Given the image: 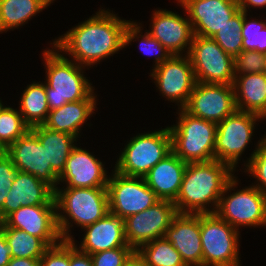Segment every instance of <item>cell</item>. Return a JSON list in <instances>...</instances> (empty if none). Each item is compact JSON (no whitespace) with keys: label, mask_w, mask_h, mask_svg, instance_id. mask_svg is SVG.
Wrapping results in <instances>:
<instances>
[{"label":"cell","mask_w":266,"mask_h":266,"mask_svg":"<svg viewBox=\"0 0 266 266\" xmlns=\"http://www.w3.org/2000/svg\"><path fill=\"white\" fill-rule=\"evenodd\" d=\"M17 171L12 158L5 151H0V211L2 210L8 195V190L13 184Z\"/></svg>","instance_id":"cell-38"},{"label":"cell","mask_w":266,"mask_h":266,"mask_svg":"<svg viewBox=\"0 0 266 266\" xmlns=\"http://www.w3.org/2000/svg\"><path fill=\"white\" fill-rule=\"evenodd\" d=\"M266 68V54L254 50L241 51L234 58L235 75L264 73Z\"/></svg>","instance_id":"cell-36"},{"label":"cell","mask_w":266,"mask_h":266,"mask_svg":"<svg viewBox=\"0 0 266 266\" xmlns=\"http://www.w3.org/2000/svg\"><path fill=\"white\" fill-rule=\"evenodd\" d=\"M197 36L212 37L239 10L238 0H178Z\"/></svg>","instance_id":"cell-18"},{"label":"cell","mask_w":266,"mask_h":266,"mask_svg":"<svg viewBox=\"0 0 266 266\" xmlns=\"http://www.w3.org/2000/svg\"><path fill=\"white\" fill-rule=\"evenodd\" d=\"M54 199L58 229L63 240L73 238L72 228L82 229L100 220L109 212L107 187L57 186L54 190Z\"/></svg>","instance_id":"cell-4"},{"label":"cell","mask_w":266,"mask_h":266,"mask_svg":"<svg viewBox=\"0 0 266 266\" xmlns=\"http://www.w3.org/2000/svg\"><path fill=\"white\" fill-rule=\"evenodd\" d=\"M123 266H149L140 253L135 250L125 261Z\"/></svg>","instance_id":"cell-44"},{"label":"cell","mask_w":266,"mask_h":266,"mask_svg":"<svg viewBox=\"0 0 266 266\" xmlns=\"http://www.w3.org/2000/svg\"><path fill=\"white\" fill-rule=\"evenodd\" d=\"M149 76L160 96L169 103H176L178 109L186 105L197 83L188 55H171L162 64L151 69Z\"/></svg>","instance_id":"cell-12"},{"label":"cell","mask_w":266,"mask_h":266,"mask_svg":"<svg viewBox=\"0 0 266 266\" xmlns=\"http://www.w3.org/2000/svg\"><path fill=\"white\" fill-rule=\"evenodd\" d=\"M6 266H40V259L12 257L10 262Z\"/></svg>","instance_id":"cell-43"},{"label":"cell","mask_w":266,"mask_h":266,"mask_svg":"<svg viewBox=\"0 0 266 266\" xmlns=\"http://www.w3.org/2000/svg\"><path fill=\"white\" fill-rule=\"evenodd\" d=\"M239 180L234 175L227 183L215 213L237 230L242 227L265 228L266 196L252 184L237 189Z\"/></svg>","instance_id":"cell-7"},{"label":"cell","mask_w":266,"mask_h":266,"mask_svg":"<svg viewBox=\"0 0 266 266\" xmlns=\"http://www.w3.org/2000/svg\"><path fill=\"white\" fill-rule=\"evenodd\" d=\"M164 237L180 253L186 266H203L200 214L178 213Z\"/></svg>","instance_id":"cell-20"},{"label":"cell","mask_w":266,"mask_h":266,"mask_svg":"<svg viewBox=\"0 0 266 266\" xmlns=\"http://www.w3.org/2000/svg\"><path fill=\"white\" fill-rule=\"evenodd\" d=\"M265 119L252 112L236 110L223 121L217 123L215 140V159L227 164L235 172L245 149H248L255 135L257 122L262 123Z\"/></svg>","instance_id":"cell-9"},{"label":"cell","mask_w":266,"mask_h":266,"mask_svg":"<svg viewBox=\"0 0 266 266\" xmlns=\"http://www.w3.org/2000/svg\"><path fill=\"white\" fill-rule=\"evenodd\" d=\"M188 56L197 82L234 83V58L228 55L211 37L194 35Z\"/></svg>","instance_id":"cell-10"},{"label":"cell","mask_w":266,"mask_h":266,"mask_svg":"<svg viewBox=\"0 0 266 266\" xmlns=\"http://www.w3.org/2000/svg\"><path fill=\"white\" fill-rule=\"evenodd\" d=\"M105 164L95 155L76 145L66 161L62 174L58 177V186L71 188L107 187L109 176Z\"/></svg>","instance_id":"cell-16"},{"label":"cell","mask_w":266,"mask_h":266,"mask_svg":"<svg viewBox=\"0 0 266 266\" xmlns=\"http://www.w3.org/2000/svg\"><path fill=\"white\" fill-rule=\"evenodd\" d=\"M51 4L50 0H0V34L27 24Z\"/></svg>","instance_id":"cell-27"},{"label":"cell","mask_w":266,"mask_h":266,"mask_svg":"<svg viewBox=\"0 0 266 266\" xmlns=\"http://www.w3.org/2000/svg\"><path fill=\"white\" fill-rule=\"evenodd\" d=\"M250 13L243 11V26L241 36L243 38V51L254 50L266 54V20L252 19ZM249 18V20H248Z\"/></svg>","instance_id":"cell-34"},{"label":"cell","mask_w":266,"mask_h":266,"mask_svg":"<svg viewBox=\"0 0 266 266\" xmlns=\"http://www.w3.org/2000/svg\"><path fill=\"white\" fill-rule=\"evenodd\" d=\"M22 92L18 110L24 122L30 128L43 125L50 111L47 103L46 83L32 81Z\"/></svg>","instance_id":"cell-28"},{"label":"cell","mask_w":266,"mask_h":266,"mask_svg":"<svg viewBox=\"0 0 266 266\" xmlns=\"http://www.w3.org/2000/svg\"><path fill=\"white\" fill-rule=\"evenodd\" d=\"M107 183L109 212L126 219L153 206L160 199L144 177L126 176L112 169Z\"/></svg>","instance_id":"cell-11"},{"label":"cell","mask_w":266,"mask_h":266,"mask_svg":"<svg viewBox=\"0 0 266 266\" xmlns=\"http://www.w3.org/2000/svg\"><path fill=\"white\" fill-rule=\"evenodd\" d=\"M177 111L178 120L175 124L168 125L172 151L186 163L215 160L217 123L192 116L183 108Z\"/></svg>","instance_id":"cell-5"},{"label":"cell","mask_w":266,"mask_h":266,"mask_svg":"<svg viewBox=\"0 0 266 266\" xmlns=\"http://www.w3.org/2000/svg\"><path fill=\"white\" fill-rule=\"evenodd\" d=\"M243 11L239 10L228 23L219 29L211 38L231 57L235 58L241 51L243 38Z\"/></svg>","instance_id":"cell-33"},{"label":"cell","mask_w":266,"mask_h":266,"mask_svg":"<svg viewBox=\"0 0 266 266\" xmlns=\"http://www.w3.org/2000/svg\"><path fill=\"white\" fill-rule=\"evenodd\" d=\"M203 266H241L240 231L216 213H200Z\"/></svg>","instance_id":"cell-8"},{"label":"cell","mask_w":266,"mask_h":266,"mask_svg":"<svg viewBox=\"0 0 266 266\" xmlns=\"http://www.w3.org/2000/svg\"><path fill=\"white\" fill-rule=\"evenodd\" d=\"M187 163L173 151L144 176L149 188L160 200L174 201L182 184Z\"/></svg>","instance_id":"cell-23"},{"label":"cell","mask_w":266,"mask_h":266,"mask_svg":"<svg viewBox=\"0 0 266 266\" xmlns=\"http://www.w3.org/2000/svg\"><path fill=\"white\" fill-rule=\"evenodd\" d=\"M183 109L192 116L219 123L237 110L234 86L197 82Z\"/></svg>","instance_id":"cell-14"},{"label":"cell","mask_w":266,"mask_h":266,"mask_svg":"<svg viewBox=\"0 0 266 266\" xmlns=\"http://www.w3.org/2000/svg\"><path fill=\"white\" fill-rule=\"evenodd\" d=\"M69 266H93L90 254L78 250L70 240Z\"/></svg>","instance_id":"cell-40"},{"label":"cell","mask_w":266,"mask_h":266,"mask_svg":"<svg viewBox=\"0 0 266 266\" xmlns=\"http://www.w3.org/2000/svg\"><path fill=\"white\" fill-rule=\"evenodd\" d=\"M176 1L177 5L181 6L186 13H184L186 17L176 11L154 9L150 19V29L146 31L159 41L171 55H188L194 33L185 8L178 0Z\"/></svg>","instance_id":"cell-15"},{"label":"cell","mask_w":266,"mask_h":266,"mask_svg":"<svg viewBox=\"0 0 266 266\" xmlns=\"http://www.w3.org/2000/svg\"><path fill=\"white\" fill-rule=\"evenodd\" d=\"M28 205H56L54 190L36 176L17 171L0 211L1 221L20 207Z\"/></svg>","instance_id":"cell-22"},{"label":"cell","mask_w":266,"mask_h":266,"mask_svg":"<svg viewBox=\"0 0 266 266\" xmlns=\"http://www.w3.org/2000/svg\"><path fill=\"white\" fill-rule=\"evenodd\" d=\"M4 105V102H2L1 98H0V108Z\"/></svg>","instance_id":"cell-45"},{"label":"cell","mask_w":266,"mask_h":266,"mask_svg":"<svg viewBox=\"0 0 266 266\" xmlns=\"http://www.w3.org/2000/svg\"><path fill=\"white\" fill-rule=\"evenodd\" d=\"M172 152L171 133L166 126L154 131L138 133L120 150L113 167L126 176L144 177L159 161Z\"/></svg>","instance_id":"cell-6"},{"label":"cell","mask_w":266,"mask_h":266,"mask_svg":"<svg viewBox=\"0 0 266 266\" xmlns=\"http://www.w3.org/2000/svg\"><path fill=\"white\" fill-rule=\"evenodd\" d=\"M233 86L237 110L266 119V72L235 75Z\"/></svg>","instance_id":"cell-25"},{"label":"cell","mask_w":266,"mask_h":266,"mask_svg":"<svg viewBox=\"0 0 266 266\" xmlns=\"http://www.w3.org/2000/svg\"><path fill=\"white\" fill-rule=\"evenodd\" d=\"M18 171L29 173L45 182L53 190L58 186V175L47 164L46 149L29 129L5 151Z\"/></svg>","instance_id":"cell-17"},{"label":"cell","mask_w":266,"mask_h":266,"mask_svg":"<svg viewBox=\"0 0 266 266\" xmlns=\"http://www.w3.org/2000/svg\"><path fill=\"white\" fill-rule=\"evenodd\" d=\"M255 149L251 152L249 158L244 161L242 168L243 173L249 174V177L255 179L254 184L266 196V139L265 134L262 136Z\"/></svg>","instance_id":"cell-35"},{"label":"cell","mask_w":266,"mask_h":266,"mask_svg":"<svg viewBox=\"0 0 266 266\" xmlns=\"http://www.w3.org/2000/svg\"><path fill=\"white\" fill-rule=\"evenodd\" d=\"M178 214L170 200H159L153 206L125 219V239L134 250L165 236L173 218Z\"/></svg>","instance_id":"cell-13"},{"label":"cell","mask_w":266,"mask_h":266,"mask_svg":"<svg viewBox=\"0 0 266 266\" xmlns=\"http://www.w3.org/2000/svg\"><path fill=\"white\" fill-rule=\"evenodd\" d=\"M30 130L46 149L47 164H51L52 170L60 176L71 150L79 144L77 143L79 139L65 132L50 130L44 125L31 127Z\"/></svg>","instance_id":"cell-26"},{"label":"cell","mask_w":266,"mask_h":266,"mask_svg":"<svg viewBox=\"0 0 266 266\" xmlns=\"http://www.w3.org/2000/svg\"><path fill=\"white\" fill-rule=\"evenodd\" d=\"M82 230L84 234L79 245L75 237L70 240L81 252L91 255L118 247H130L125 239V219L110 212Z\"/></svg>","instance_id":"cell-21"},{"label":"cell","mask_w":266,"mask_h":266,"mask_svg":"<svg viewBox=\"0 0 266 266\" xmlns=\"http://www.w3.org/2000/svg\"><path fill=\"white\" fill-rule=\"evenodd\" d=\"M29 129L20 111L4 104L0 108V151H6Z\"/></svg>","instance_id":"cell-32"},{"label":"cell","mask_w":266,"mask_h":266,"mask_svg":"<svg viewBox=\"0 0 266 266\" xmlns=\"http://www.w3.org/2000/svg\"><path fill=\"white\" fill-rule=\"evenodd\" d=\"M97 101V99H83L67 102L60 108L50 110L43 125L50 130L65 132L80 139L84 124L96 111Z\"/></svg>","instance_id":"cell-24"},{"label":"cell","mask_w":266,"mask_h":266,"mask_svg":"<svg viewBox=\"0 0 266 266\" xmlns=\"http://www.w3.org/2000/svg\"><path fill=\"white\" fill-rule=\"evenodd\" d=\"M238 2L240 10L244 11L245 13L251 12L250 8H266V0H238Z\"/></svg>","instance_id":"cell-42"},{"label":"cell","mask_w":266,"mask_h":266,"mask_svg":"<svg viewBox=\"0 0 266 266\" xmlns=\"http://www.w3.org/2000/svg\"><path fill=\"white\" fill-rule=\"evenodd\" d=\"M11 250L4 233L0 230V266H6L11 260Z\"/></svg>","instance_id":"cell-41"},{"label":"cell","mask_w":266,"mask_h":266,"mask_svg":"<svg viewBox=\"0 0 266 266\" xmlns=\"http://www.w3.org/2000/svg\"><path fill=\"white\" fill-rule=\"evenodd\" d=\"M42 51L45 69L46 96L49 110L62 107L67 102L98 99L95 88L84 71L89 68L65 56L53 44ZM86 69V70H85Z\"/></svg>","instance_id":"cell-3"},{"label":"cell","mask_w":266,"mask_h":266,"mask_svg":"<svg viewBox=\"0 0 266 266\" xmlns=\"http://www.w3.org/2000/svg\"><path fill=\"white\" fill-rule=\"evenodd\" d=\"M102 8L50 43L69 59L71 57V60L87 68L118 54L125 48V29L131 20L122 19L113 10Z\"/></svg>","instance_id":"cell-1"},{"label":"cell","mask_w":266,"mask_h":266,"mask_svg":"<svg viewBox=\"0 0 266 266\" xmlns=\"http://www.w3.org/2000/svg\"><path fill=\"white\" fill-rule=\"evenodd\" d=\"M2 222L7 227L39 237L49 247L63 240L58 229L56 205L23 206L10 213Z\"/></svg>","instance_id":"cell-19"},{"label":"cell","mask_w":266,"mask_h":266,"mask_svg":"<svg viewBox=\"0 0 266 266\" xmlns=\"http://www.w3.org/2000/svg\"><path fill=\"white\" fill-rule=\"evenodd\" d=\"M0 230L4 233L11 250V257L40 259L49 246L39 237L26 231L7 227L3 222Z\"/></svg>","instance_id":"cell-29"},{"label":"cell","mask_w":266,"mask_h":266,"mask_svg":"<svg viewBox=\"0 0 266 266\" xmlns=\"http://www.w3.org/2000/svg\"><path fill=\"white\" fill-rule=\"evenodd\" d=\"M137 251L149 266H186L180 253L165 237L148 242Z\"/></svg>","instance_id":"cell-31"},{"label":"cell","mask_w":266,"mask_h":266,"mask_svg":"<svg viewBox=\"0 0 266 266\" xmlns=\"http://www.w3.org/2000/svg\"><path fill=\"white\" fill-rule=\"evenodd\" d=\"M235 171L218 160L187 163L177 198L178 213H215L219 199Z\"/></svg>","instance_id":"cell-2"},{"label":"cell","mask_w":266,"mask_h":266,"mask_svg":"<svg viewBox=\"0 0 266 266\" xmlns=\"http://www.w3.org/2000/svg\"><path fill=\"white\" fill-rule=\"evenodd\" d=\"M142 22L130 21L125 29V48L132 42L139 41V49L148 56L154 55L152 69L166 61L171 53L146 30L143 33ZM143 34V35H142Z\"/></svg>","instance_id":"cell-30"},{"label":"cell","mask_w":266,"mask_h":266,"mask_svg":"<svg viewBox=\"0 0 266 266\" xmlns=\"http://www.w3.org/2000/svg\"><path fill=\"white\" fill-rule=\"evenodd\" d=\"M40 266H69V240L49 247L40 258Z\"/></svg>","instance_id":"cell-39"},{"label":"cell","mask_w":266,"mask_h":266,"mask_svg":"<svg viewBox=\"0 0 266 266\" xmlns=\"http://www.w3.org/2000/svg\"><path fill=\"white\" fill-rule=\"evenodd\" d=\"M135 250L132 247H118L91 254L93 266H123Z\"/></svg>","instance_id":"cell-37"}]
</instances>
